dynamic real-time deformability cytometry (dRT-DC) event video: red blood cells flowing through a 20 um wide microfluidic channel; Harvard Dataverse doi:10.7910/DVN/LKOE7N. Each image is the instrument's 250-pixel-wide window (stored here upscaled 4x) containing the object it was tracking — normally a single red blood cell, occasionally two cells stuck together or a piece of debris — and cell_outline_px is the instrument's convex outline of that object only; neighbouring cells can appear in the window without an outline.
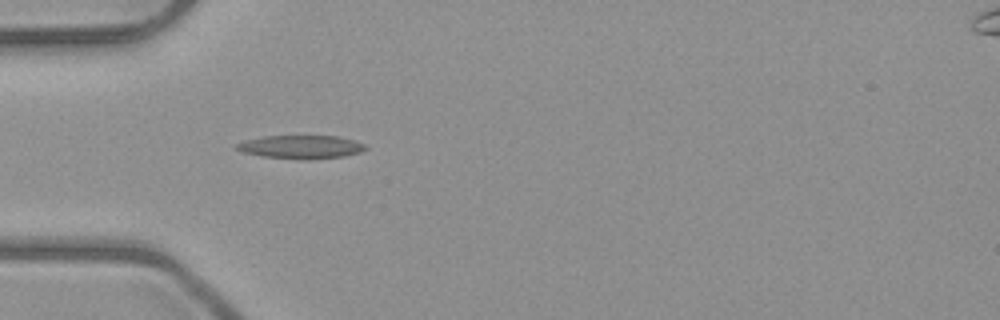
{"species": "common noctule bat (a hibernating species)", "species_latin": "Nyctalus noctula", "temperature_condition": "room temperature", "stored_images_in_passage": 2, "camera_frame_rate_fps": 3000, "um_per_image_px": 0.085, "animal": {"sex": "male", "body_mass_g": 23.1, "forearm_length_mm": 52.7}, "frame": {"image": 1, "passage_image": 2, "time_ms": 1.0, "image_size_px": [1000, 320], "cell_outline_px": [[368, 148], [360, 152], [344, 156], [308, 160], [304, 160], [264, 156], [240, 152], [232, 148], [232, 144], [244, 140], [264, 136], [340, 136], [356, 140], [364, 144]], "centroid_in_image_um": [25.53, 12.49], "position_along_channel_um": 59.5, "area_um2": 17.92}}